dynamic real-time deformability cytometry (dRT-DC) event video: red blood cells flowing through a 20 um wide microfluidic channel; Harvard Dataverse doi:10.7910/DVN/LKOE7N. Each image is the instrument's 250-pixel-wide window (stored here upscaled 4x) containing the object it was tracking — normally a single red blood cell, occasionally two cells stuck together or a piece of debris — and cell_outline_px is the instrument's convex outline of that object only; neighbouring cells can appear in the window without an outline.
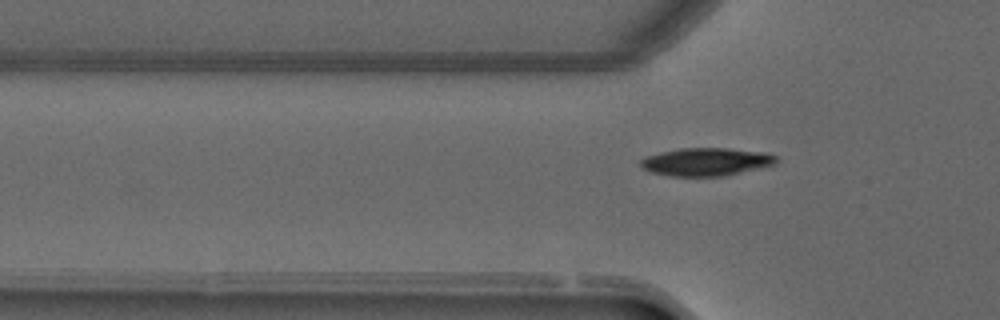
{"species": "common noctule bat (a hibernating species)", "species_latin": "Nyctalus noctula", "temperature_condition": "warm", "stored_images_in_passage": 3, "camera_frame_rate_fps": 3000, "um_per_image_px": 0.085, "animal": {"sex": "male", "forearm_length_mm": 52.5}, "frame": {"image": 1, "passage_image": 3, "time_ms": 0.667, "image_size_px": [1000, 320], "cell_outline_px": [[776, 160], [772, 164], [724, 176], [668, 176], [652, 172], [644, 168], [640, 164], [640, 160], [648, 156], [660, 152], [680, 148], [728, 148], [764, 152], [776, 156]], "centroid_in_image_um": [59.97, 13.75], "position_along_channel_um": 65.8, "area_um2": 21.73}}